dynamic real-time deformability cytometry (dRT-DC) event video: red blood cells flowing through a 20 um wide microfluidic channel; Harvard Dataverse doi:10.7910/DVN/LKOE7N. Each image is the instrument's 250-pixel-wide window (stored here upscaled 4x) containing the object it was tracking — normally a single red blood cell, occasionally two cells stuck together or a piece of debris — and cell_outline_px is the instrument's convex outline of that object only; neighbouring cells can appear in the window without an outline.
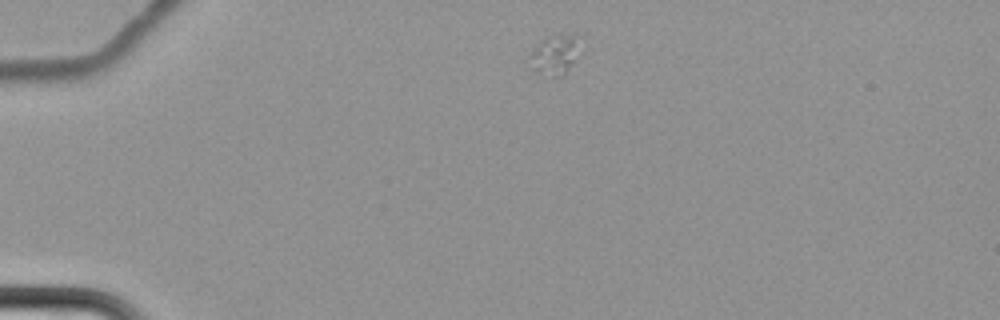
{"species": "common noctule bat (a hibernating species)", "species_latin": "Nyctalus noctula", "temperature_condition": "cold", "stored_images_in_passage": 5, "camera_frame_rate_fps": 3000, "um_per_image_px": 0.085, "animal": {"sex": "female", "body_mass_g": 22.7, "forearm_length_mm": 54.2}, "frame": {"image": 1, "passage_image": 1, "time_ms": 0.0, "image_size_px": [1000, 320], "cell_outline_px": [[584, 36], [572, 60], [564, 72], [560, 76], [556, 76], [536, 72], [532, 68], [528, 56], [544, 40], [556, 36], [576, 32]], "centroid_in_image_um": [47.21, 4.59], "position_along_channel_um": 37.8, "area_um2": 11.1}}